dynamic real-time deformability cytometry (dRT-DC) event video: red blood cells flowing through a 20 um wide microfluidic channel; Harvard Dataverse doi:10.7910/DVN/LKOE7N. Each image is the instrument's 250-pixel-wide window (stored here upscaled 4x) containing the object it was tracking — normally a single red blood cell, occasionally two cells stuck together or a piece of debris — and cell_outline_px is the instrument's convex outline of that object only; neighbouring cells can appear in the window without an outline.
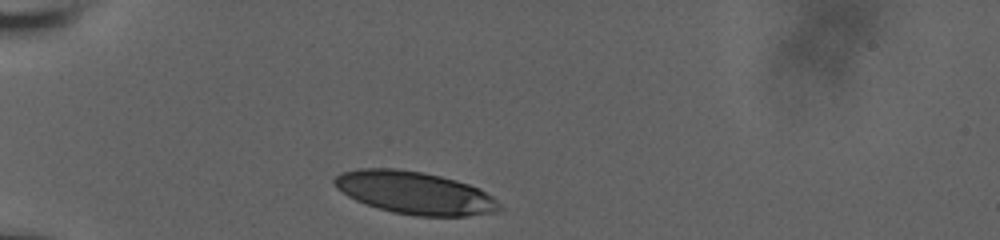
{"species": "human", "species_latin": "Homo sapiens", "temperature_condition": "room temperature", "stored_images_in_passage": 26, "camera_frame_rate_fps": 3000, "um_per_image_px": 0.085, "donor": {"sex": "male"}, "frame": {"image": 1, "passage_image": 1, "time_ms": 0.0, "image_size_px": [1000, 240], "cell_outline_px": [[504, 208], [496, 212], [468, 216], [416, 216], [392, 212], [356, 200], [348, 196], [336, 188], [332, 180], [340, 172], [360, 168], [396, 168], [424, 172], [456, 180], [480, 188], [492, 196]], "centroid_in_image_um": [35.27, 16.38], "position_along_channel_um": 49.7, "area_um2": 41.1}}
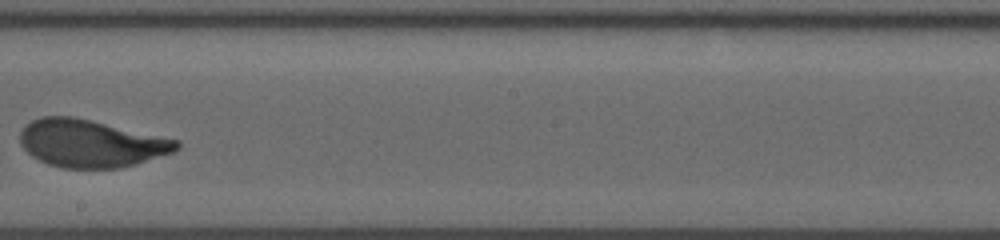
{"frame": {"image": 2, "passage_image": 15, "time_ms": 4.667, "image_size_px": [1000, 240], "cell_outline_px": [[180, 148], [172, 152], [136, 164], [120, 168], [60, 168], [48, 164], [32, 156], [20, 144], [20, 132], [32, 120], [40, 116], [72, 116], [180, 140]], "centroid_in_image_um": [7.73, 12.19], "position_along_channel_um": 240.5, "area_um2": 43.23}}
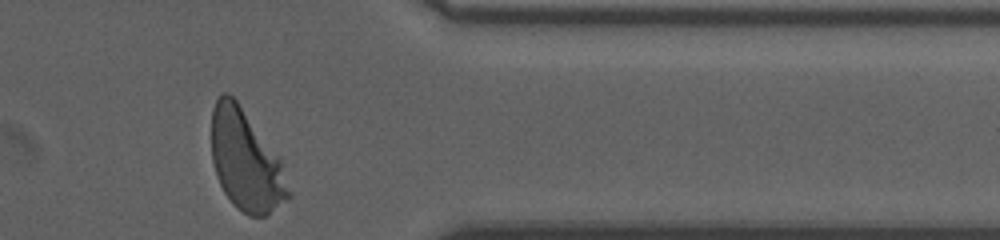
{"frame": {"image": 3, "passage_image": 26, "time_ms": 8.333, "image_size_px": [1000, 240], "cell_outline_px": [[292, 196], [264, 216], [248, 216], [232, 204], [224, 192], [216, 176], [212, 160], [212, 108], [216, 100], [224, 92], [228, 92], [236, 100], [280, 156]], "centroid_in_image_um": [20.9, 13.66], "position_along_channel_um": 390.5, "area_um2": 45.14}, "authors_computed_cell_mechanics": {"area_um2": 43.4945, "velocity_mm_per_s": 3.7368, "shape_relaxation_time_tau1_ms": 2.6674, "shape_relaxation_time_tau2_ms": null, "deformation_change_tau1": 0.1617, "deformation_change_tau2": null}}